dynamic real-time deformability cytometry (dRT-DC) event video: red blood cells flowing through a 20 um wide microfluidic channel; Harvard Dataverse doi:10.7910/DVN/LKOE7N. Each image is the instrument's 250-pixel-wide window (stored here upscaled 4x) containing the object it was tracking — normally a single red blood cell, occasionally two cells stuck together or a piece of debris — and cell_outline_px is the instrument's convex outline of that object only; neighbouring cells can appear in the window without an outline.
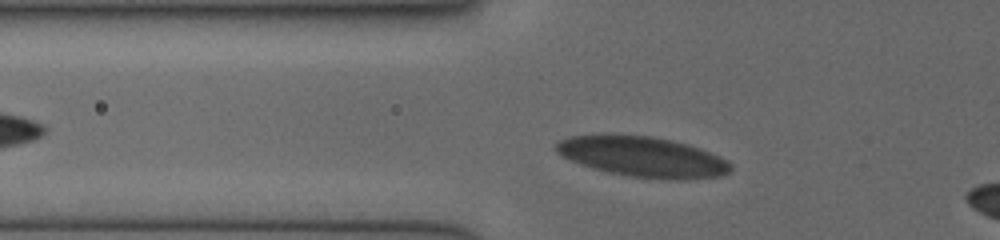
{"species": "human", "species_latin": "Homo sapiens", "temperature_condition": "cold", "stored_images_in_passage": 4, "camera_frame_rate_fps": 3000, "um_per_image_px": 0.085, "donor": {"sex": "female"}, "frame": {"image": 1, "passage_image": 2, "time_ms": 0.667, "image_size_px": [1000, 240], "cell_outline_px": [[732, 168], [728, 172], [720, 176], [680, 180], [632, 176], [608, 172], [592, 168], [580, 164], [560, 156], [556, 152], [556, 144], [560, 140], [568, 136], [604, 132], [652, 136], [672, 140], [688, 144], [700, 148], [720, 156], [728, 160], [732, 164]], "centroid_in_image_um": [54.58, 13.28], "position_along_channel_um": 71.2, "area_um2": 41.73}}
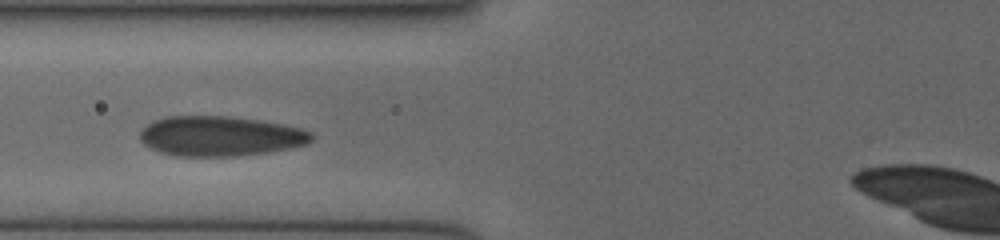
{"frame": {"image": 2, "passage_image": 3, "time_ms": 1.667, "image_size_px": [1000, 240], "cell_outline_px": [[312, 140], [308, 144], [292, 148], [268, 152], [236, 156], [176, 156], [160, 152], [144, 144], [140, 140], [140, 128], [152, 120], [168, 116], [228, 116], [260, 120], [284, 124], [300, 128], [312, 132]], "centroid_in_image_um": [18.71, 11.56], "position_along_channel_um": 107.1, "area_um2": 40.29}}